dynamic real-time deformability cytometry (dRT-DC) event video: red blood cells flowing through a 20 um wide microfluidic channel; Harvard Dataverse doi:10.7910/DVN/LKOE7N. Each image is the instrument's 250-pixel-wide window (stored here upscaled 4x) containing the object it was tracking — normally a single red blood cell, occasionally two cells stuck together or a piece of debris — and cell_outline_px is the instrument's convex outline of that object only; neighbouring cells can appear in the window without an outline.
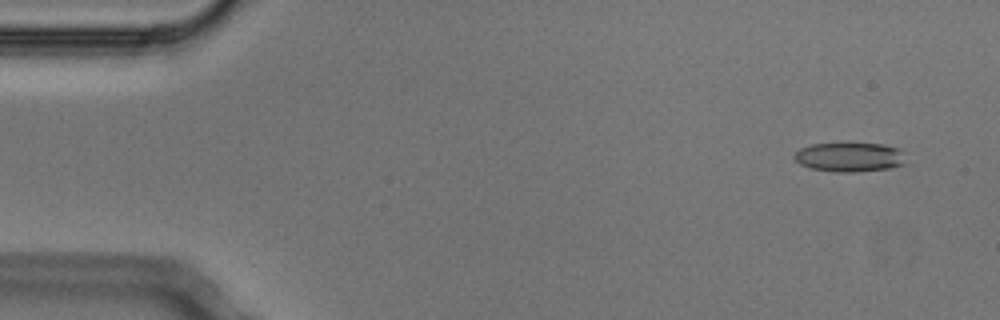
{"species": "Egyptian fruit bat (a non-hibernating species)", "species_latin": "Rousettus aegyptiacus", "temperature_condition": "cold", "stored_images_in_passage": 4, "camera_frame_rate_fps": 3000, "um_per_image_px": 0.085, "animal": {"sex": "male"}, "frame": {"image": 1, "passage_image": 1, "time_ms": 0.0, "image_size_px": [1000, 320], "cell_outline_px": [[908, 164], [888, 168], [856, 172], [836, 172], [812, 168], [800, 164], [792, 156], [800, 148], [812, 144], [884, 144], [900, 148]], "centroid_in_image_um": [72.25, 13.36], "position_along_channel_um": 12.7, "area_um2": 19.02}}